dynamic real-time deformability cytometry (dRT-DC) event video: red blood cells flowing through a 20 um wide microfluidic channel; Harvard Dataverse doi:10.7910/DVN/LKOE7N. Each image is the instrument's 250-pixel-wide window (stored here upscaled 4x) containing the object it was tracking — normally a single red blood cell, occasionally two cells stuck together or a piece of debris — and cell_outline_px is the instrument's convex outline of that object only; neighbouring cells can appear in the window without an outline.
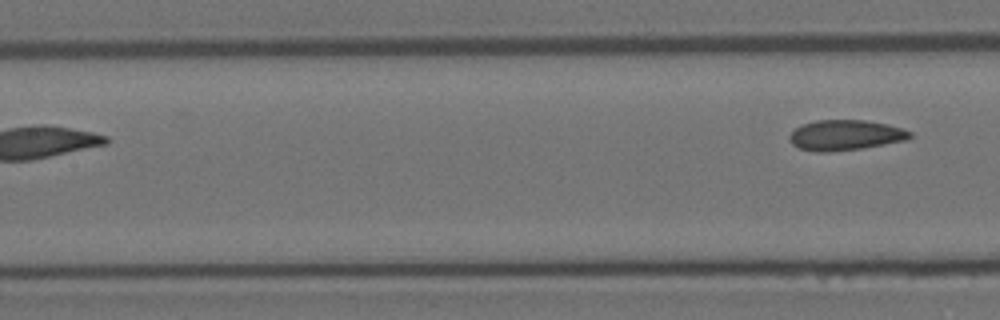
{"species": "Egyptian fruit bat (a non-hibernating species)", "species_latin": "Rousettus aegyptiacus", "temperature_condition": "room temperature", "stored_images_in_passage": 5, "segment_of_instrument_passage": [2, 2], "camera_frame_rate_fps": 3000, "um_per_image_px": 0.085, "animal": {"sex": "female"}, "frame": {"image": 1, "passage_image": 5, "time_ms": 1.333, "image_size_px": [1000, 320], "cell_outline_px": [[912, 136], [904, 140], [860, 148], [828, 152], [816, 152], [800, 148], [792, 144], [788, 140], [788, 136], [796, 128], [804, 124], [816, 120], [864, 120], [904, 128], [912, 132]], "centroid_in_image_um": [71.82, 11.48], "position_along_channel_um": 135.6, "area_um2": 21.04}}